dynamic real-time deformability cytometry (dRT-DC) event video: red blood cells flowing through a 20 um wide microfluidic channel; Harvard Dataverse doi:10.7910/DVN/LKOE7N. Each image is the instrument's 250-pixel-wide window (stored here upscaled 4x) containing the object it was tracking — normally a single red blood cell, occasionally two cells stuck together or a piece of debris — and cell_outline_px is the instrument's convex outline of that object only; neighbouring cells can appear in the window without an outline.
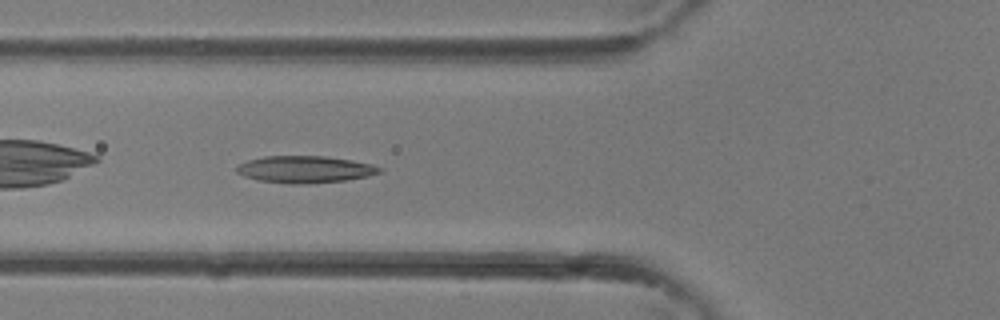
{"species": "common noctule bat (a hibernating species)", "species_latin": "Nyctalus noctula", "temperature_condition": "room temperature", "stored_images_in_passage": 36, "camera_frame_rate_fps": 3000, "um_per_image_px": 0.085, "animal": {"sex": "female"}, "frame": {"image": 1, "passage_image": 13, "time_ms": 4.0, "image_size_px": [1000, 320], "cell_outline_px": [[384, 172], [368, 176], [344, 180], [308, 184], [292, 184], [260, 180], [244, 176], [236, 172], [236, 168], [240, 164], [248, 160], [264, 156], [324, 156], [352, 160], [372, 164], [384, 168]], "centroid_in_image_um": [25.97, 14.39], "position_along_channel_um": 99.8, "area_um2": 22.48}}
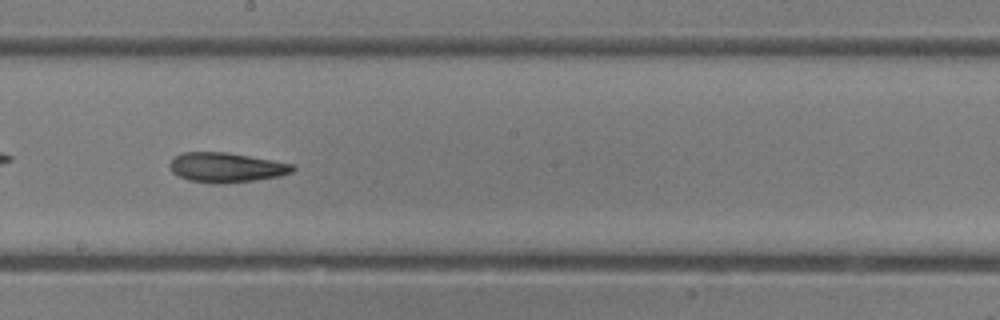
{"frame": {"image": 2, "passage_image": 20, "time_ms": 6.333, "image_size_px": [1000, 320], "cell_outline_px": [[296, 168], [292, 172], [280, 176], [256, 180], [224, 184], [212, 184], [188, 180], [172, 172], [168, 164], [176, 156], [184, 152], [228, 152], [296, 164]], "centroid_in_image_um": [19.27, 14.24], "position_along_channel_um": 228.9, "area_um2": 21.56}}
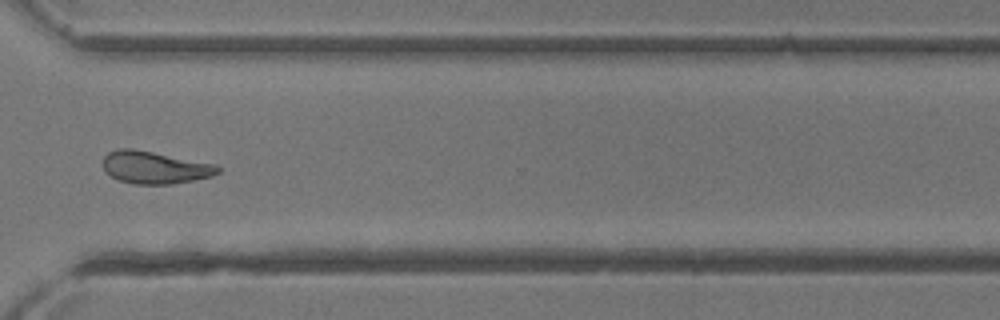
{"frame": {"image": 3, "passage_image": 27, "time_ms": 8.667, "image_size_px": [1000, 320], "cell_outline_px": [[220, 172], [212, 176], [172, 184], [132, 184], [120, 180], [112, 176], [104, 168], [104, 156], [108, 152], [116, 148], [132, 148], [216, 164], [220, 168]], "centroid_in_image_um": [13.17, 14.23], "position_along_channel_um": 357.4, "area_um2": 21.56}}